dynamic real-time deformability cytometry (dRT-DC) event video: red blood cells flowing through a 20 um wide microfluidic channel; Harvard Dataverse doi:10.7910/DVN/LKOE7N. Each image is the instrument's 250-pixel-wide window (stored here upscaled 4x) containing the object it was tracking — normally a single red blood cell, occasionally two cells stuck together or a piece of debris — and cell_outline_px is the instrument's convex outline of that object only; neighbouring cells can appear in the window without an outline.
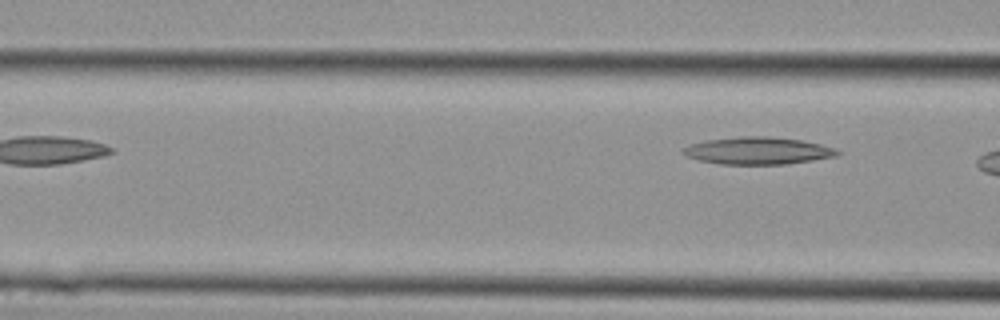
{"species": "Egyptian fruit bat (a non-hibernating species)", "species_latin": "Rousettus aegyptiacus", "temperature_condition": "cold", "stored_images_in_passage": 9, "camera_frame_rate_fps": 3000, "um_per_image_px": 0.085, "animal": {"sex": "female"}, "frame": {"image": 1, "passage_image": 9, "time_ms": 2.667, "image_size_px": [1000, 320], "cell_outline_px": [[840, 152], [836, 156], [812, 160], [784, 164], [720, 164], [700, 160], [688, 156], [680, 152], [688, 144], [704, 140], [740, 136], [768, 136], [800, 140], [820, 144], [832, 148]], "centroid_in_image_um": [64.36, 12.8], "position_along_channel_um": 102.2, "area_um2": 24.33}}